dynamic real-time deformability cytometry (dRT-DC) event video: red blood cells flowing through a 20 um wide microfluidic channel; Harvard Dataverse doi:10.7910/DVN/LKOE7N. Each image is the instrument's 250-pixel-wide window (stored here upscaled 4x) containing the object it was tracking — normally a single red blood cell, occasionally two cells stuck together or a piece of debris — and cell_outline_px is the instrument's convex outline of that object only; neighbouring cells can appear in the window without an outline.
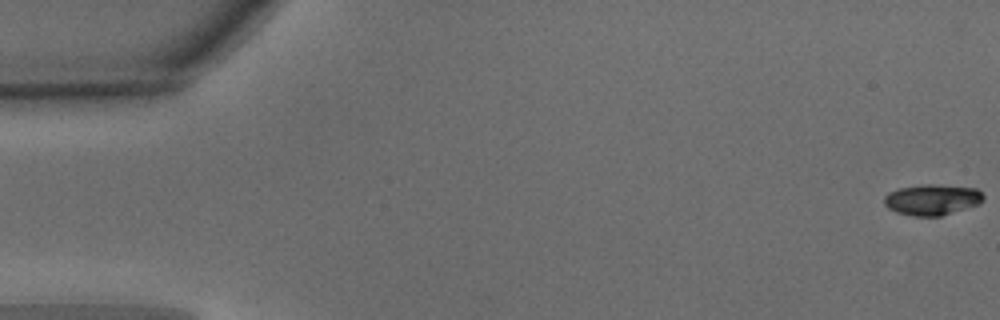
{"species": "common noctule bat (a hibernating species)", "species_latin": "Nyctalus noctula", "temperature_condition": "warm", "stored_images_in_passage": 51, "camera_frame_rate_fps": 3000, "um_per_image_px": 0.085, "animal": {"sex": "male", "body_mass_g": 15.6}, "frame": {"image": 1, "passage_image": 1, "time_ms": 0.0, "image_size_px": [1000, 320], "cell_outline_px": [[984, 200], [980, 204], [940, 216], [912, 216], [896, 212], [888, 208], [884, 204], [884, 196], [888, 192], [900, 188], [920, 184], [932, 184], [976, 188], [984, 196]], "centroid_in_image_um": [79.22, 16.97], "position_along_channel_um": 5.8, "area_um2": 17.92}}
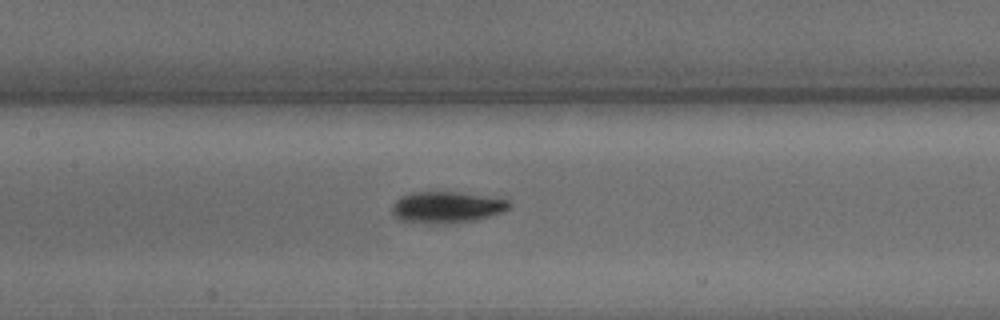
{"frame": {"image": 2, "passage_image": 25, "time_ms": 8.0, "image_size_px": [1000, 320], "cell_outline_px": [[512, 204], [508, 208], [500, 212], [476, 220], [452, 224], [428, 224], [400, 220], [392, 212], [392, 204], [400, 196], [412, 192], [456, 192], [508, 200]], "centroid_in_image_um": [37.91, 17.63], "position_along_channel_um": 169.5, "area_um2": 21.39}}
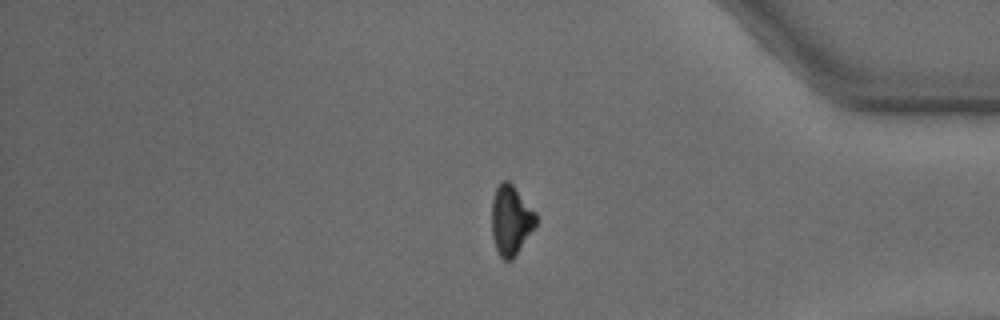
{"frame": {"image": 3, "passage_image": 44, "time_ms": 14.333, "image_size_px": [1000, 320], "cell_outline_px": [[536, 224], [512, 260], [504, 260], [500, 256], [496, 248], [492, 236], [492, 200], [496, 188], [504, 180], [508, 180], [512, 184], [536, 212]], "centroid_in_image_um": [43.41, 18.71], "position_along_channel_um": 391.8, "area_um2": 17.69}, "authors_computed_cell_mechanics": {"area_um2": 19.074, "velocity_mm_per_s": 3.8952, "shape_relaxation_time_tau1_ms": 3.4246, "shape_relaxation_time_tau2_ms": null, "deformation_change_tau1": 0.1567, "deformation_change_tau2": null}}